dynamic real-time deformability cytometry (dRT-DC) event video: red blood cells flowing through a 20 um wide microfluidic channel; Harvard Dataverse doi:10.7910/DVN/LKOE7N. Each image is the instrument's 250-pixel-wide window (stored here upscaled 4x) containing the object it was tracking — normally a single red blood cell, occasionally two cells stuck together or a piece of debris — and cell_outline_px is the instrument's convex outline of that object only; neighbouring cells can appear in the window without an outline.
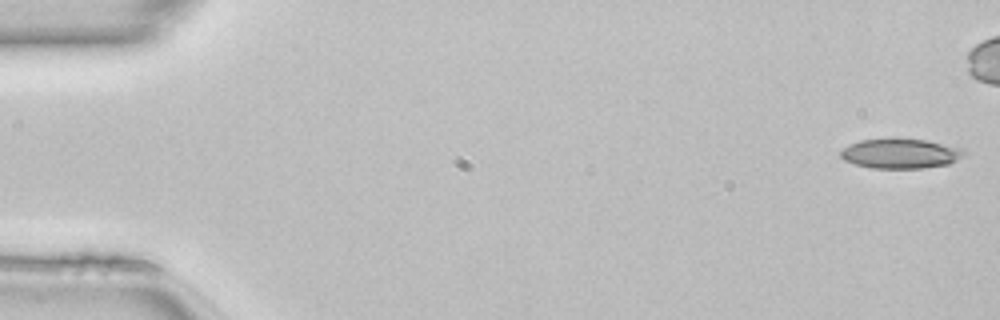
{"species": "common noctule bat (a hibernating species)", "species_latin": "Nyctalus noctula", "temperature_condition": "room temperature", "stored_images_in_passage": 43, "camera_frame_rate_fps": 3000, "um_per_image_px": 0.085, "animal": {"sex": "female", "body_mass_g": 22.7, "forearm_length_mm": 54.2}, "frame": {"image": 1, "passage_image": 1, "time_ms": 0.0, "image_size_px": [1000, 320], "cell_outline_px": [[964, 152], [956, 160], [948, 164], [920, 168], [872, 168], [856, 164], [844, 160], [840, 156], [840, 148], [848, 144], [860, 140], [924, 140], [960, 148]], "centroid_in_image_um": [76.44, 13.07], "position_along_channel_um": 8.6, "area_um2": 20.75}}
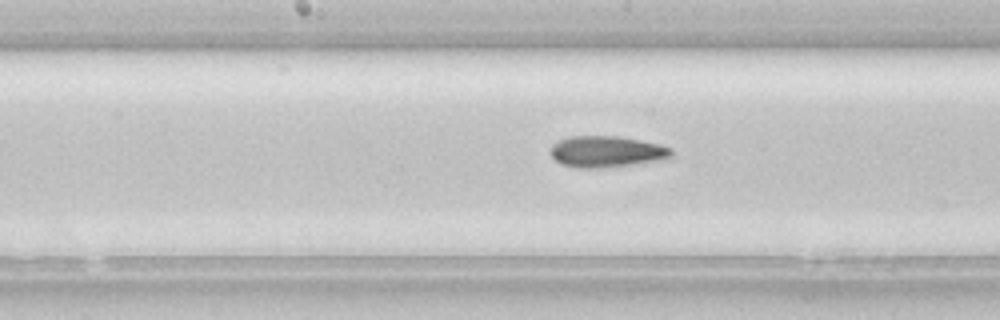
{"frame": {"image": 2, "passage_image": 25, "time_ms": 8.0, "image_size_px": [1000, 320], "cell_outline_px": [[672, 156], [668, 160], [600, 168], [576, 168], [560, 164], [548, 152], [552, 144], [560, 140], [572, 136], [616, 136], [640, 140], [660, 144], [672, 148]], "centroid_in_image_um": [51.58, 12.9], "position_along_channel_um": 196.6, "area_um2": 22.37}}
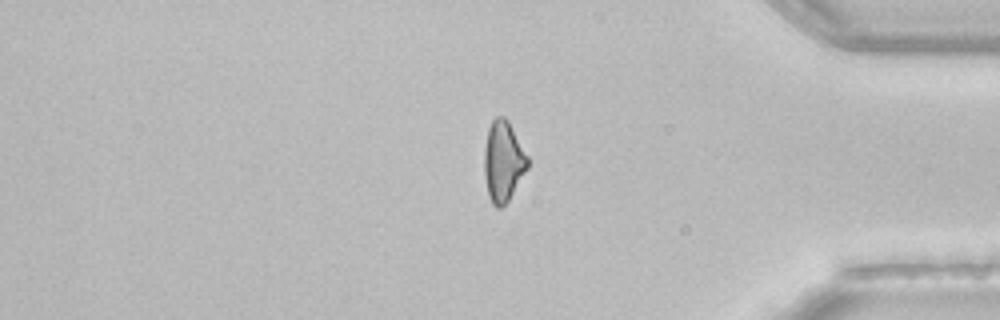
{"frame": {"image": 3, "passage_image": 41, "time_ms": 13.333, "image_size_px": [1000, 320], "cell_outline_px": [[528, 168], [508, 200], [500, 208], [496, 208], [492, 204], [488, 196], [484, 176], [484, 148], [488, 128], [492, 120], [496, 116], [504, 116], [508, 120], [528, 156]], "centroid_in_image_um": [42.76, 13.7], "position_along_channel_um": 392.4, "area_um2": 20.46}, "authors_computed_cell_mechanics": {"area_um2": 21.8484, "velocity_mm_per_s": 4.1447, "shape_relaxation_time_tau1_ms": null, "shape_relaxation_time_tau2_ms": 3.8676, "deformation_change_tau1": null, "deformation_change_tau2": 0.126}}